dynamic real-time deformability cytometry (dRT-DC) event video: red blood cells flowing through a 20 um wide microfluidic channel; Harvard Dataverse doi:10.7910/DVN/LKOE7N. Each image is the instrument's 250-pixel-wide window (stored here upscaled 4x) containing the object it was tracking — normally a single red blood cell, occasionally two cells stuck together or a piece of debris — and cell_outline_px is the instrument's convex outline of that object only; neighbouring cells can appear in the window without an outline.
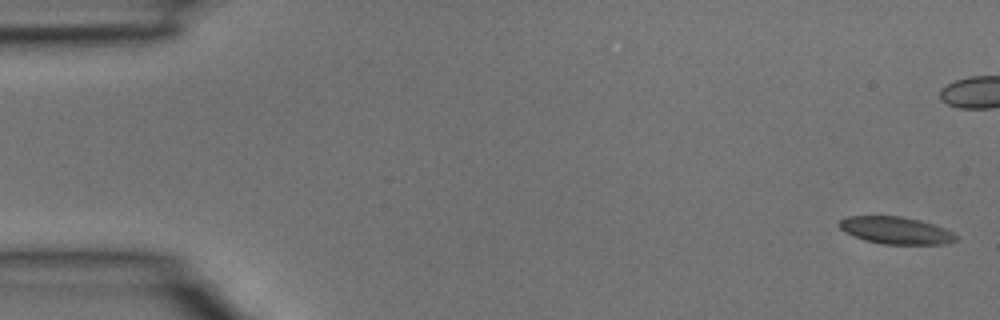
{"species": "common noctule bat (a hibernating species)", "species_latin": "Nyctalus noctula", "temperature_condition": "room temperature", "stored_images_in_passage": 6, "camera_frame_rate_fps": 3000, "um_per_image_px": 0.085, "animal": {"sex": "male", "body_mass_g": 15.6}, "frame": {"image": 1, "passage_image": 1, "time_ms": 0.0, "image_size_px": [1000, 320], "cell_outline_px": [[956, 240], [944, 244], [884, 244], [864, 240], [852, 236], [844, 232], [836, 224], [840, 220], [848, 216], [900, 216], [920, 220], [944, 228], [952, 232], [956, 236]], "centroid_in_image_um": [76.09, 19.58], "position_along_channel_um": 8.9, "area_um2": 18.5}}
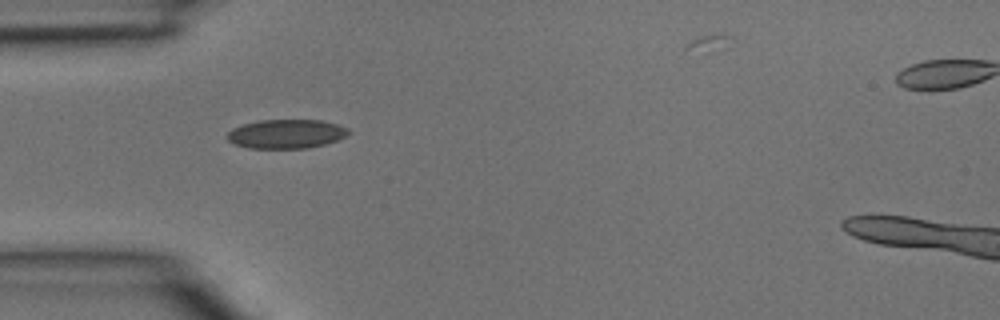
{"frame": {"image": 2, "passage_image": 5, "time_ms": 1.333, "image_size_px": [1000, 320], "cell_outline_px": [[352, 132], [336, 140], [324, 144], [308, 148], [248, 148], [236, 144], [228, 140], [228, 132], [232, 128], [244, 124], [260, 120], [320, 120], [336, 124], [348, 128]], "centroid_in_image_um": [24.34, 11.38], "position_along_channel_um": 60.7, "area_um2": 20.35}}
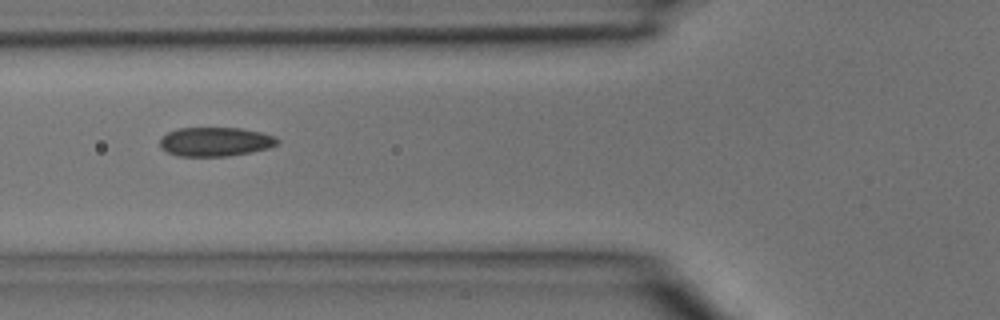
{"frame": {"image": 3, "passage_image": 6, "time_ms": 1.667, "image_size_px": [1000, 320], "cell_outline_px": [[280, 140], [276, 144], [268, 148], [252, 152], [228, 156], [180, 156], [168, 152], [160, 148], [160, 140], [168, 132], [176, 128], [240, 128], [260, 132], [276, 136]], "centroid_in_image_um": [18.31, 12.04], "position_along_channel_um": 107.5, "area_um2": 19.88}}